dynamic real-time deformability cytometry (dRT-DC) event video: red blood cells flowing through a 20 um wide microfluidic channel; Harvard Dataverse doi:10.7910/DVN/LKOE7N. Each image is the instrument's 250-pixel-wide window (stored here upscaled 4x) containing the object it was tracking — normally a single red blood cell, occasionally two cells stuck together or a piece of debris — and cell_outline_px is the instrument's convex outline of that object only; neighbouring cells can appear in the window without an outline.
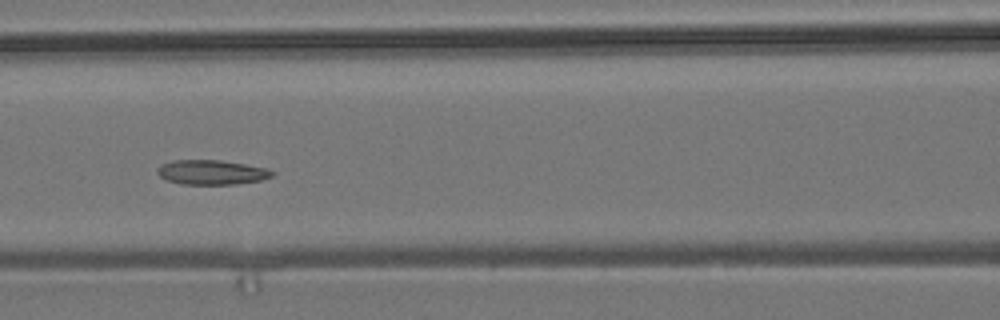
{"species": "common noctule bat (a hibernating species)", "species_latin": "Nyctalus noctula", "temperature_condition": "room temperature", "stored_images_in_passage": 16, "camera_frame_rate_fps": 3000, "um_per_image_px": 0.085, "animal": {"sex": "male", "body_mass_g": 19.2, "forearm_length_mm": 51.8}, "frame": {"image": 1, "passage_image": 7, "time_ms": 8.0, "image_size_px": [1000, 320], "cell_outline_px": [[276, 172], [272, 176], [260, 180], [236, 184], [180, 184], [168, 180], [160, 176], [156, 172], [156, 168], [160, 164], [172, 160], [220, 160], [268, 168]], "centroid_in_image_um": [17.97, 14.64], "position_along_channel_um": 148.6, "area_um2": 16.53}}
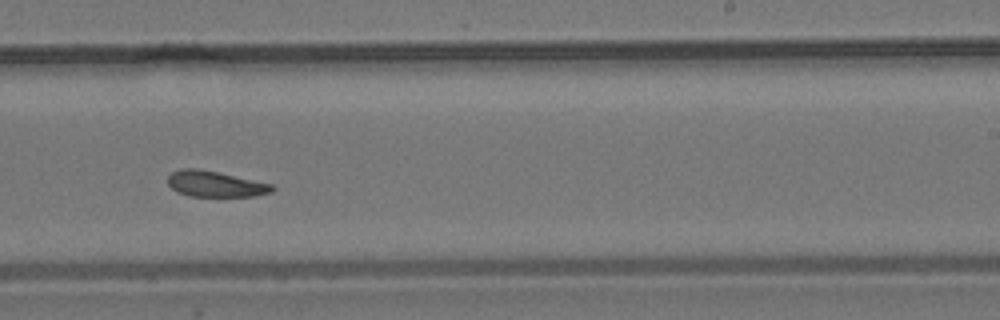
{"frame": {"image": 2, "passage_image": 10, "time_ms": 11.333, "image_size_px": [1000, 320], "cell_outline_px": [[276, 188], [272, 192], [256, 196], [188, 196], [176, 192], [168, 184], [168, 176], [172, 172], [180, 168], [196, 168], [216, 172], [272, 184]], "centroid_in_image_um": [18.28, 15.64], "position_along_channel_um": 270.7, "area_um2": 15.66}}
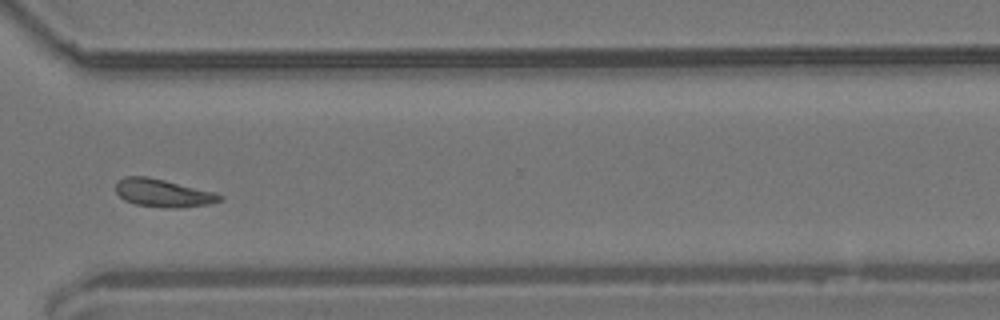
{"frame": {"image": 3, "passage_image": 12, "time_ms": 13.667, "image_size_px": [1000, 320], "cell_outline_px": [[224, 200], [208, 204], [180, 208], [164, 208], [136, 204], [124, 200], [116, 192], [116, 184], [124, 176], [148, 176], [212, 192], [224, 196]], "centroid_in_image_um": [13.85, 16.42], "position_along_channel_um": 356.7, "area_um2": 16.76}, "authors_computed_cell_mechanics": {"area_um2": 16.9932, "velocity_mm_per_s": 3.6868, "shape_relaxation_time_tau1_ms": null, "shape_relaxation_time_tau2_ms": 2.8062, "deformation_change_tau1": null, "deformation_change_tau2": 0.0797}}